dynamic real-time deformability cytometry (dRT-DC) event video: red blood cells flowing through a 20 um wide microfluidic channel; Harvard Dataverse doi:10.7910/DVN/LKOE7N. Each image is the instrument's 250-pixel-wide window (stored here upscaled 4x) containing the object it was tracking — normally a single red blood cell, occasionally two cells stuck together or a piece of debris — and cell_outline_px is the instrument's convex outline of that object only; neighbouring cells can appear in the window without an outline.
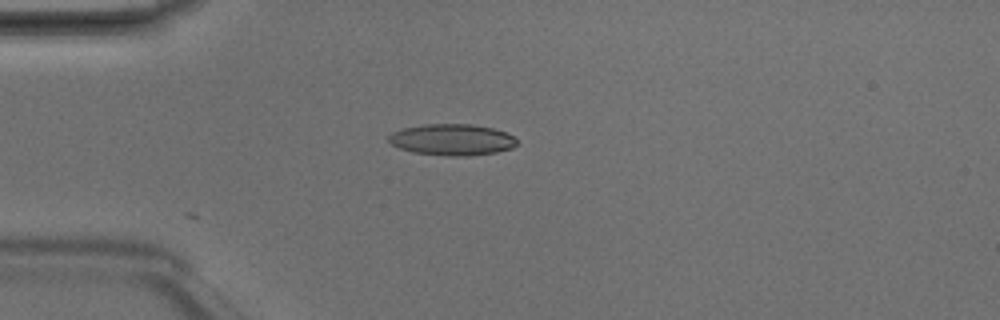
{"species": "Egyptian fruit bat (a non-hibernating species)", "species_latin": "Rousettus aegyptiacus", "temperature_condition": "room temperature", "stored_images_in_passage": 4, "camera_frame_rate_fps": 3000, "um_per_image_px": 0.085, "animal": {"sex": "male"}, "frame": {"image": 1, "passage_image": 4, "time_ms": 1.0, "image_size_px": [1000, 320], "cell_outline_px": [[516, 144], [512, 148], [496, 152], [468, 156], [448, 156], [412, 152], [400, 148], [392, 144], [388, 140], [388, 136], [392, 132], [404, 128], [424, 124], [472, 124], [492, 128], [508, 132], [516, 140]], "centroid_in_image_um": [38.42, 11.87], "position_along_channel_um": 46.6, "area_um2": 23.41}}